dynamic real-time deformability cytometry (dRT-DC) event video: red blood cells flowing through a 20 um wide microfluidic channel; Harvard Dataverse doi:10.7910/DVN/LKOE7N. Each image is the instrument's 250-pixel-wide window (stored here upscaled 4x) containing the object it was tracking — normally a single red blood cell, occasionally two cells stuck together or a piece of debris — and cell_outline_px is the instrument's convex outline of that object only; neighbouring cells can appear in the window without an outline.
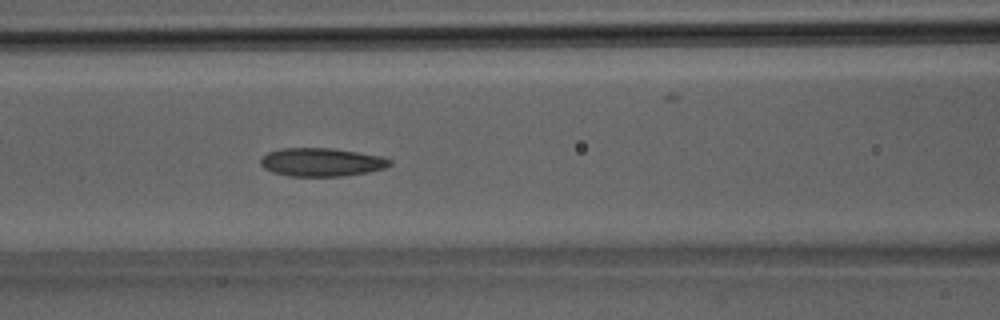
{"species": "Egyptian fruit bat (a non-hibernating species)", "species_latin": "Rousettus aegyptiacus", "temperature_condition": "room temperature", "stored_images_in_passage": 33, "camera_frame_rate_fps": 3000, "um_per_image_px": 0.085, "animal": {"sex": "male"}, "frame": {"image": 1, "passage_image": 11, "time_ms": 3.333, "image_size_px": [1000, 320], "cell_outline_px": [[392, 164], [384, 168], [368, 172], [344, 176], [288, 176], [272, 172], [264, 168], [260, 164], [260, 160], [268, 152], [280, 148], [332, 148], [380, 156], [392, 160]], "centroid_in_image_um": [27.31, 13.78], "position_along_channel_um": 139.3, "area_um2": 21.33}}
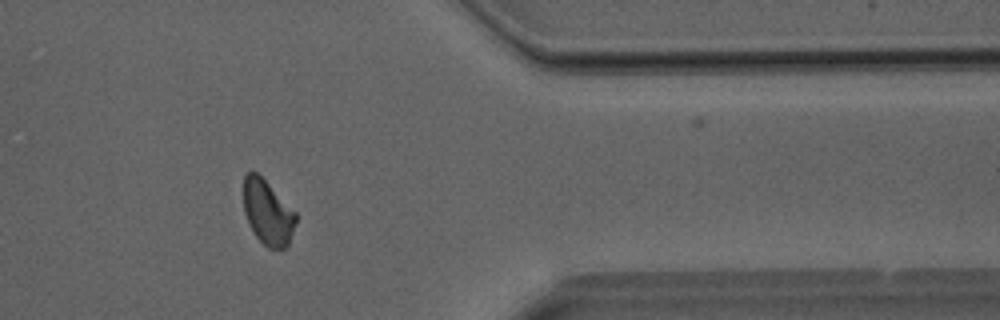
{"frame": {"image": 2, "passage_image": 26, "time_ms": 8.333, "image_size_px": [1000, 320], "cell_outline_px": [[296, 220], [288, 244], [284, 248], [268, 248], [256, 236], [248, 224], [244, 212], [244, 176], [248, 172], [256, 172], [296, 212]], "centroid_in_image_um": [22.74, 18.07], "position_along_channel_um": 388.7, "area_um2": 19.31}}
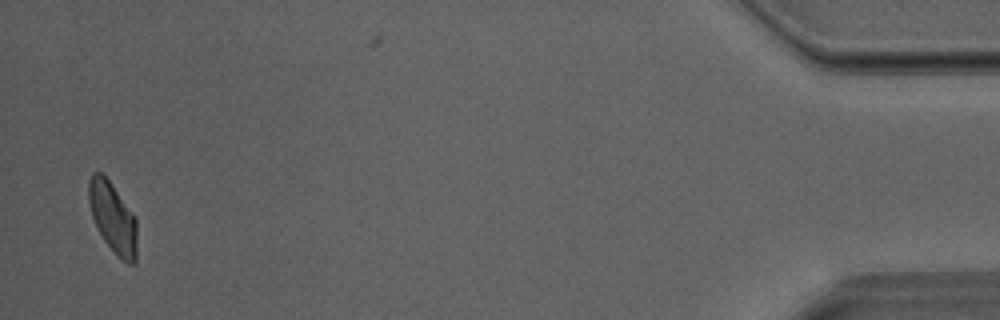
{"frame": {"image": 3, "passage_image": 32, "time_ms": 10.333, "image_size_px": [1000, 320], "cell_outline_px": [[136, 260], [132, 264], [128, 264], [120, 260], [104, 240], [92, 216], [88, 200], [88, 180], [92, 172], [100, 172], [112, 184], [132, 212], [136, 220]], "centroid_in_image_um": [9.58, 18.5], "position_along_channel_um": 425.6, "area_um2": 19.71}}